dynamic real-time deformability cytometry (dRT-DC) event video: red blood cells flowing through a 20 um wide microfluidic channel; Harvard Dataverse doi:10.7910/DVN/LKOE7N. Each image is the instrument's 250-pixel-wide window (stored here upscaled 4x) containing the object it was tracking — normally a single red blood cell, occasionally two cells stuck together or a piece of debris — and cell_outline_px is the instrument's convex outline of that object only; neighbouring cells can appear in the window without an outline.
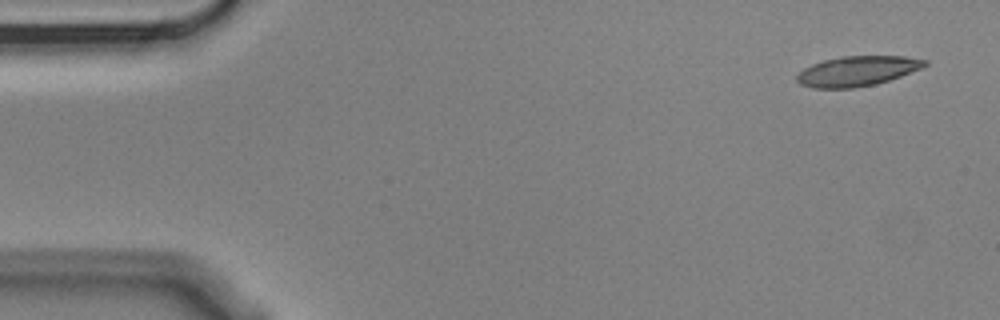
{"species": "Egyptian fruit bat (a non-hibernating species)", "species_latin": "Rousettus aegyptiacus", "temperature_condition": "cold", "stored_images_in_passage": 4, "camera_frame_rate_fps": 3000, "um_per_image_px": 0.085, "animal": {"sex": "male"}, "frame": {"image": 1, "passage_image": 1, "time_ms": 0.0, "image_size_px": [1000, 320], "cell_outline_px": [[928, 64], [924, 68], [876, 84], [852, 88], [812, 88], [800, 84], [796, 80], [796, 76], [804, 68], [812, 64], [824, 60], [840, 56], [904, 56], [928, 60]], "centroid_in_image_um": [72.88, 6.04], "position_along_channel_um": 12.1, "area_um2": 22.43}}
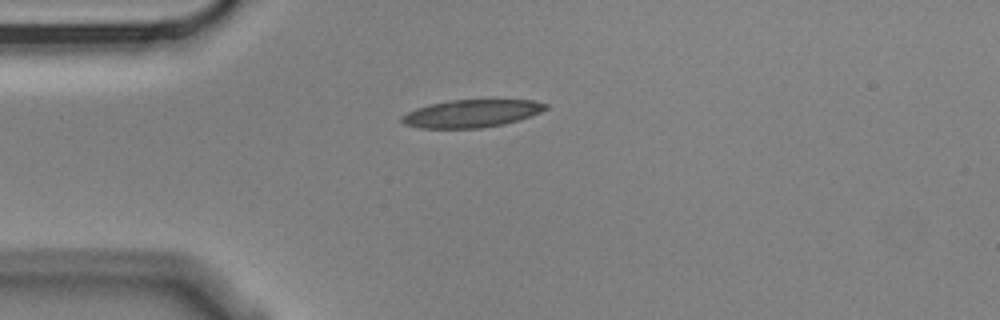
{"frame": {"image": 2, "passage_image": 4, "time_ms": 1.0, "image_size_px": [1000, 320], "cell_outline_px": [[548, 108], [540, 112], [504, 124], [480, 128], [420, 128], [404, 124], [400, 120], [400, 116], [416, 108], [448, 100], [532, 100], [548, 104]], "centroid_in_image_um": [40.04, 9.65], "position_along_channel_um": 45.0, "area_um2": 23.0}}